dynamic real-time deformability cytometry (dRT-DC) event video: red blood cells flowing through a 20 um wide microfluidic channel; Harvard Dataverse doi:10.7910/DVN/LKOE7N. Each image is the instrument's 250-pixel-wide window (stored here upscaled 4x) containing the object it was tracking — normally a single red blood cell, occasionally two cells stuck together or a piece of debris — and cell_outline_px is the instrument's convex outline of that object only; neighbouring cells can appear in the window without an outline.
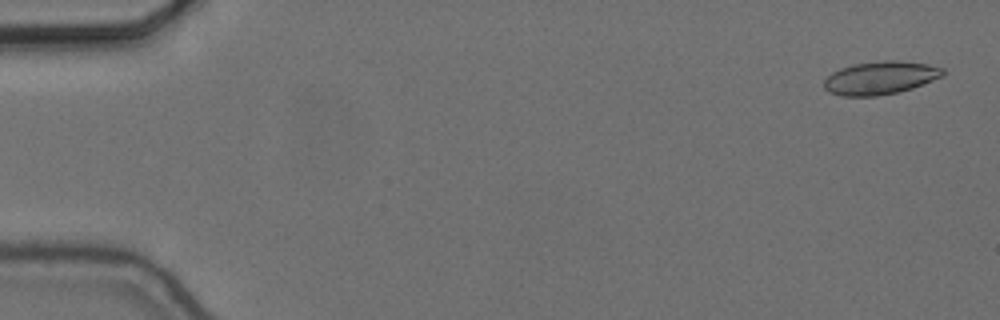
{"species": "common noctule bat (a hibernating species)", "species_latin": "Nyctalus noctula", "temperature_condition": "cold", "stored_images_in_passage": 32, "camera_frame_rate_fps": 3000, "um_per_image_px": 0.085, "animal": {"sex": "female", "body_mass_g": 24.6, "forearm_length_mm": 56.2}, "frame": {"image": 1, "passage_image": 2, "time_ms": 0.333, "image_size_px": [1000, 320], "cell_outline_px": [[944, 76], [912, 88], [896, 92], [876, 96], [840, 96], [828, 92], [824, 88], [824, 80], [832, 72], [840, 68], [852, 64], [884, 60], [896, 60], [928, 64], [944, 68]], "centroid_in_image_um": [74.81, 6.61], "position_along_channel_um": 10.2, "area_um2": 23.0}}
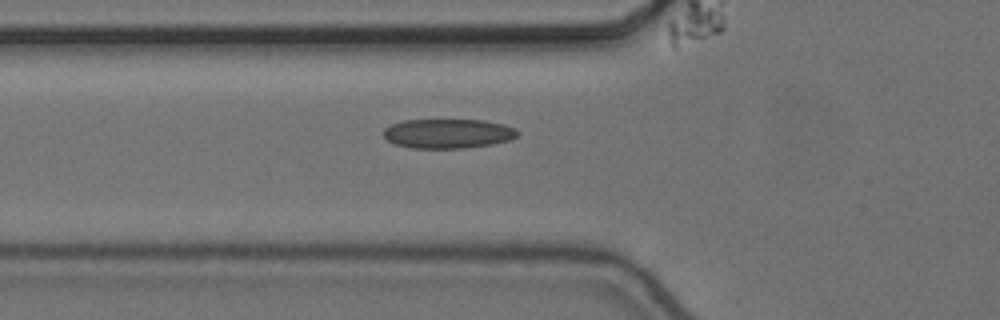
{"frame": {"image": 2, "passage_image": 20, "time_ms": 6.333, "image_size_px": [1000, 320], "cell_outline_px": [[520, 132], [516, 136], [508, 140], [492, 144], [464, 148], [412, 148], [396, 144], [388, 140], [384, 136], [384, 128], [392, 124], [404, 120], [484, 120], [504, 124], [516, 128]], "centroid_in_image_um": [38.1, 11.35], "position_along_channel_um": 87.7, "area_um2": 22.95}}
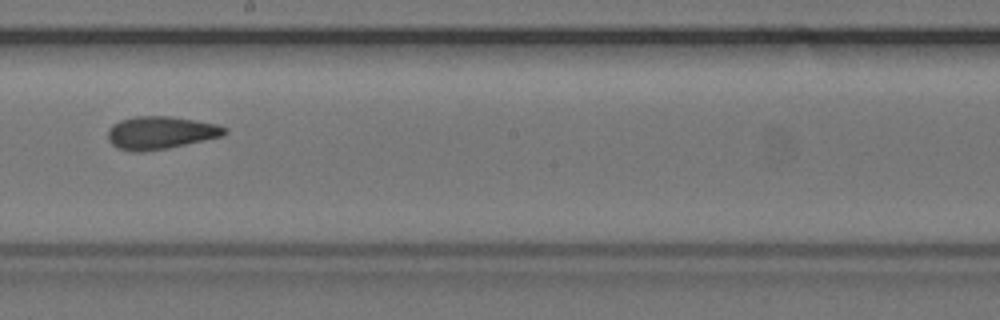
{"frame": {"image": 3, "passage_image": 32, "time_ms": 10.333, "image_size_px": [1000, 320], "cell_outline_px": [[228, 132], [224, 136], [168, 148], [144, 152], [132, 152], [116, 148], [108, 140], [108, 128], [112, 124], [120, 120], [136, 116], [172, 116], [216, 124], [228, 128]], "centroid_in_image_um": [13.64, 11.29], "position_along_channel_um": 234.6, "area_um2": 22.6}}